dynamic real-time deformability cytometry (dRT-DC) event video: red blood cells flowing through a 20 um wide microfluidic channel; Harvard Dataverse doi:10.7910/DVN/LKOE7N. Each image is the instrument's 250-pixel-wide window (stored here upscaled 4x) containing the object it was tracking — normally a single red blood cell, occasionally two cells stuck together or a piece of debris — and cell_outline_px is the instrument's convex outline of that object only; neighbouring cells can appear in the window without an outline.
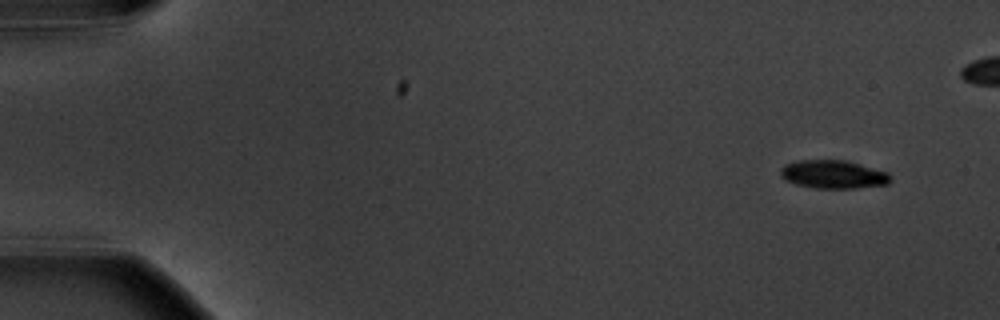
{"species": "common noctule bat (a hibernating species)", "species_latin": "Nyctalus noctula", "temperature_condition": "warm", "stored_images_in_passage": 6, "camera_frame_rate_fps": 3000, "um_per_image_px": 0.085, "animal": {"sex": "male", "body_mass_g": 20.1, "forearm_length_mm": 53.5}, "frame": {"image": 1, "passage_image": 1, "time_ms": 0.0, "image_size_px": [1000, 320], "cell_outline_px": [[892, 180], [888, 184], [856, 188], [816, 188], [796, 184], [784, 180], [780, 176], [780, 168], [784, 164], [796, 160], [844, 160], [860, 164], [888, 172], [892, 176]], "centroid_in_image_um": [70.82, 14.82], "position_along_channel_um": 14.2, "area_um2": 18.32}}